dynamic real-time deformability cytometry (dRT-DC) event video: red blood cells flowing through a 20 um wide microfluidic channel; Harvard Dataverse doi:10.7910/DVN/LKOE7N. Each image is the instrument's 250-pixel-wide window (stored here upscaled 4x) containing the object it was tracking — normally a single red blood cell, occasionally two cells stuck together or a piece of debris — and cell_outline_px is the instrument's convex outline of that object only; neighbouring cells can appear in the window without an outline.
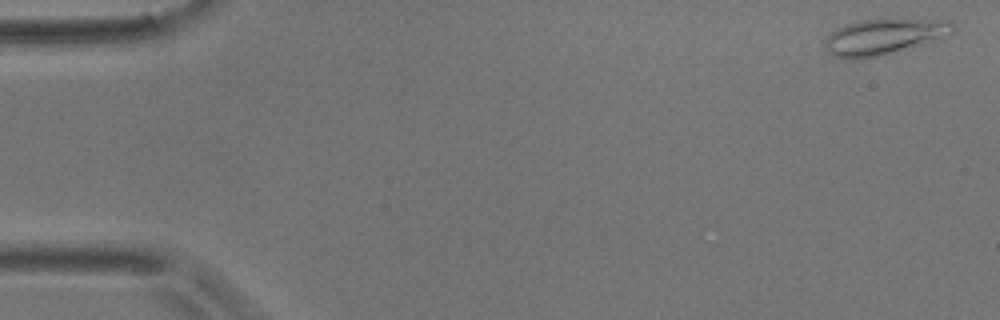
{"species": "common noctule bat (a hibernating species)", "species_latin": "Nyctalus noctula", "temperature_condition": "room temperature", "stored_images_in_passage": 9, "camera_frame_rate_fps": 3000, "um_per_image_px": 0.085, "animal": {"sex": "male", "body_mass_g": 17.9}, "frame": {"image": 1, "passage_image": 1, "time_ms": 0.0, "image_size_px": [1000, 320], "cell_outline_px": [[956, 32], [940, 40], [884, 56], [852, 60], [836, 56], [828, 52], [824, 44], [824, 40], [836, 28], [860, 20], [888, 16], [900, 16], [948, 20], [956, 24]], "centroid_in_image_um": [75.28, 3.07], "position_along_channel_um": 9.7, "area_um2": 28.55}}
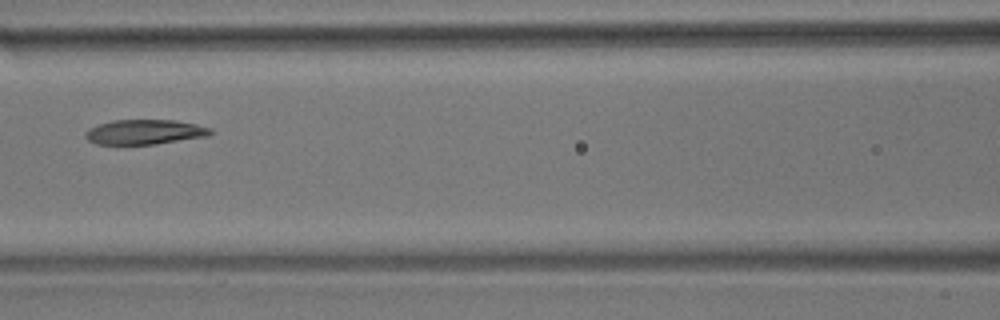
{"frame": {"image": 2, "passage_image": 7, "time_ms": 2.0, "image_size_px": [1000, 320], "cell_outline_px": [[216, 132], [208, 136], [156, 144], [96, 144], [88, 140], [84, 136], [84, 132], [88, 128], [112, 120], [176, 120], [196, 124], [212, 128]], "centroid_in_image_um": [12.33, 11.21], "position_along_channel_um": 154.3, "area_um2": 18.26}}
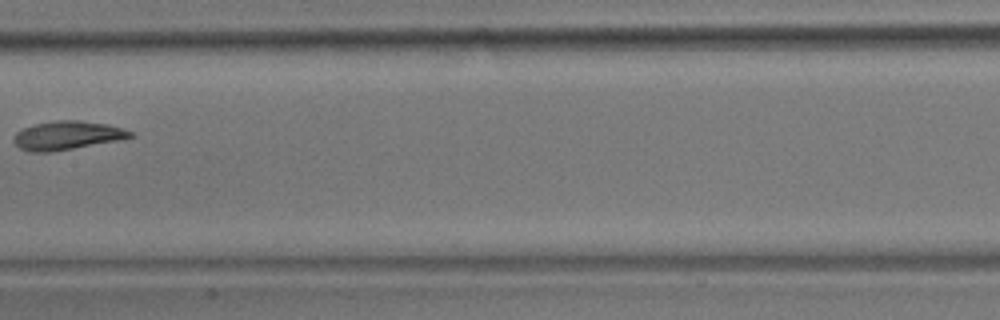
{"frame": {"image": 3, "passage_image": 8, "time_ms": 2.333, "image_size_px": [1000, 320], "cell_outline_px": [[136, 136], [120, 140], [52, 152], [28, 152], [20, 148], [12, 140], [16, 132], [24, 128], [36, 124], [52, 120], [80, 120], [108, 124], [132, 132]], "centroid_in_image_um": [5.7, 11.51], "position_along_channel_um": 201.7, "area_um2": 19.54}}